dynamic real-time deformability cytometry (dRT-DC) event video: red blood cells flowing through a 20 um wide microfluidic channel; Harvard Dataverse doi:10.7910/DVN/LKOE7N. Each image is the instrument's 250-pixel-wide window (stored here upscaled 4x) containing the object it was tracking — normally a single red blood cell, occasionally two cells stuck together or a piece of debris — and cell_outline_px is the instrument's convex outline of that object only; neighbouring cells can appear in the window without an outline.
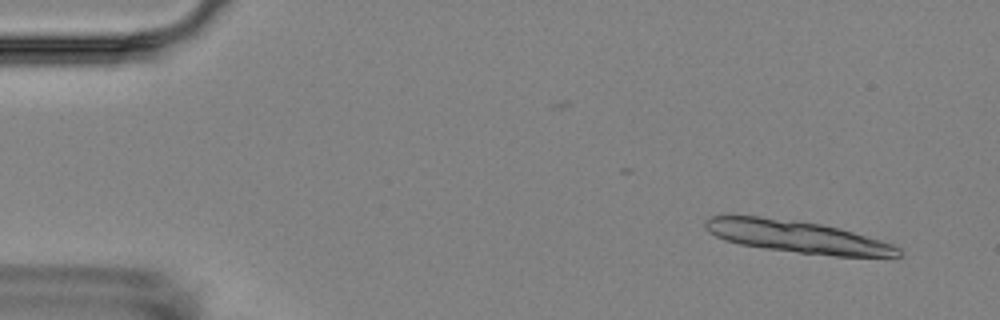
{"species": "Egyptian fruit bat (a non-hibernating species)", "species_latin": "Rousettus aegyptiacus", "temperature_condition": "room temperature", "stored_images_in_passage": 7, "camera_frame_rate_fps": 3000, "um_per_image_px": 0.085, "animal": {"sex": "female"}, "frame": {"image": 1, "passage_image": 1, "time_ms": 0.0, "image_size_px": [1000, 320], "cell_outline_px": [[904, 252], [900, 256], [836, 256], [764, 248], [740, 244], [724, 240], [708, 232], [704, 224], [704, 220], [708, 216], [760, 216], [792, 220], [820, 224], [840, 228], [880, 240], [892, 244], [900, 248]], "centroid_in_image_um": [67.75, 20.11], "position_along_channel_um": 17.3, "area_um2": 35.84}}
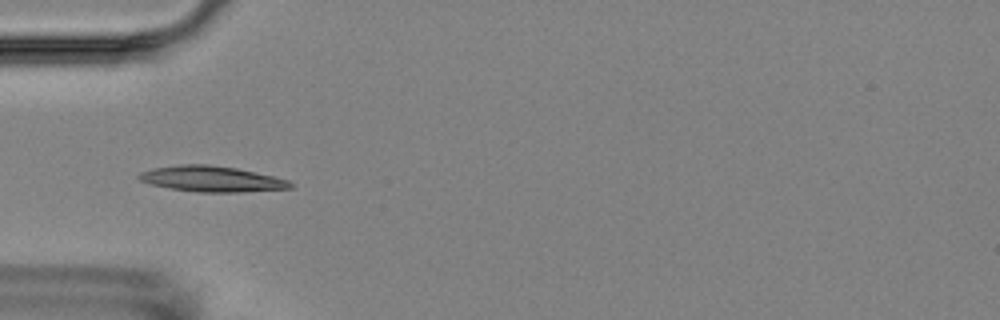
{"frame": {"image": 2, "passage_image": 5, "time_ms": 4.667, "image_size_px": [1000, 320], "cell_outline_px": [[292, 188], [244, 192], [196, 192], [168, 188], [152, 184], [140, 180], [136, 176], [140, 172], [152, 168], [180, 164], [208, 164], [236, 168], [272, 176], [288, 180], [292, 184]], "centroid_in_image_um": [17.96, 15.21], "position_along_channel_um": 67.0, "area_um2": 22.66}}
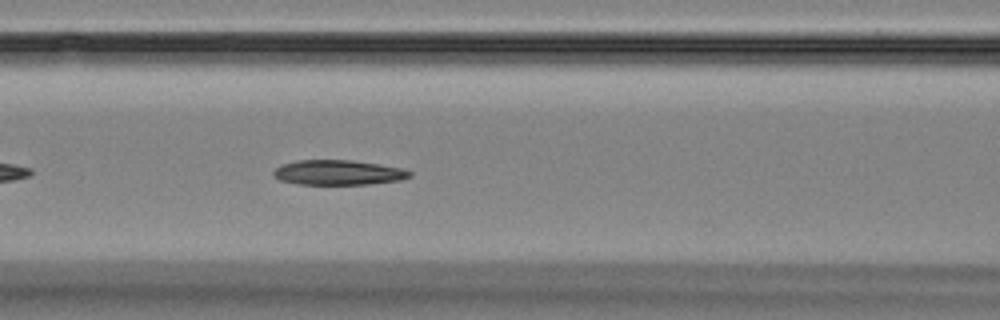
{"frame": {"image": 3, "passage_image": 7, "time_ms": 6.667, "image_size_px": [1000, 320], "cell_outline_px": [[412, 176], [400, 180], [368, 184], [300, 184], [280, 180], [272, 172], [280, 164], [296, 160], [352, 160], [404, 168], [412, 172]], "centroid_in_image_um": [28.77, 14.65], "position_along_channel_um": 137.8, "area_um2": 19.77}}